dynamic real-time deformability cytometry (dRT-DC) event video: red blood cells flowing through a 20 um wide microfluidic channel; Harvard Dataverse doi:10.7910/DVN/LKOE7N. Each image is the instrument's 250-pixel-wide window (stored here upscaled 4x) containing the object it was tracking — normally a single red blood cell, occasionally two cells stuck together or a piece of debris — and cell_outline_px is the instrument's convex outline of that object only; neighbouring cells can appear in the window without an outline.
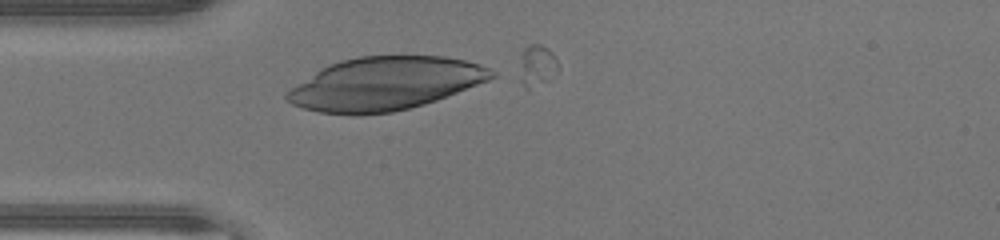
{"species": "human", "species_latin": "Homo sapiens", "temperature_condition": "warm", "stored_images_in_passage": 9, "camera_frame_rate_fps": 3000, "um_per_image_px": 0.085, "donor": {"sex": "male"}, "frame": {"image": 1, "passage_image": 6, "time_ms": 1.667, "image_size_px": [1000, 240], "cell_outline_px": [[496, 76], [488, 80], [436, 100], [424, 104], [392, 112], [360, 116], [352, 116], [320, 112], [304, 108], [292, 104], [284, 96], [292, 88], [320, 68], [340, 60], [360, 56], [444, 56], [464, 60], [480, 64], [496, 72]], "centroid_in_image_um": [32.72, 7.12], "position_along_channel_um": 52.3, "area_um2": 63.12}}